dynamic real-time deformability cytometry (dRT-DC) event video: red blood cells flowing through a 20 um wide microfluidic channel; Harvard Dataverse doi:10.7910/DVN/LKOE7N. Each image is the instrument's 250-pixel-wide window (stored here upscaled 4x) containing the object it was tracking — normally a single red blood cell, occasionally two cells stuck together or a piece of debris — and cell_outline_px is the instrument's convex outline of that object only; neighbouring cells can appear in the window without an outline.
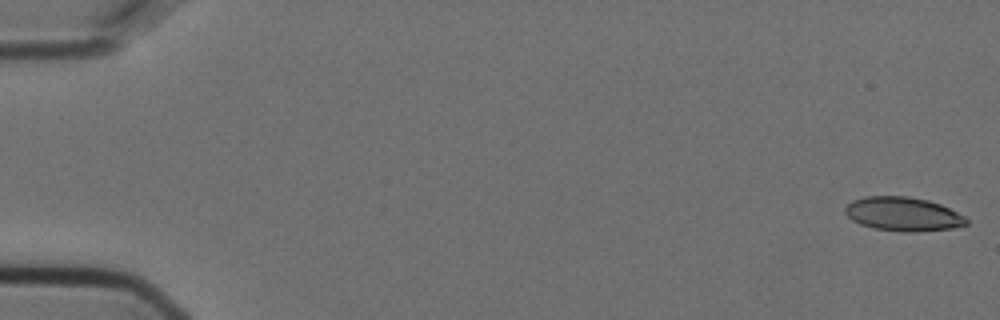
{"species": "Egyptian fruit bat (a non-hibernating species)", "species_latin": "Rousettus aegyptiacus", "temperature_condition": "cold", "stored_images_in_passage": 5, "camera_frame_rate_fps": 3000, "um_per_image_px": 0.085, "animal": {"sex": "female"}, "frame": {"image": 1, "passage_image": 1, "time_ms": 0.0, "image_size_px": [1000, 320], "cell_outline_px": [[968, 224], [952, 228], [916, 232], [904, 232], [872, 228], [860, 224], [852, 220], [844, 212], [844, 208], [852, 200], [864, 196], [908, 196], [928, 200], [940, 204], [964, 216], [968, 220]], "centroid_in_image_um": [76.73, 18.19], "position_along_channel_um": 8.3, "area_um2": 24.04}}
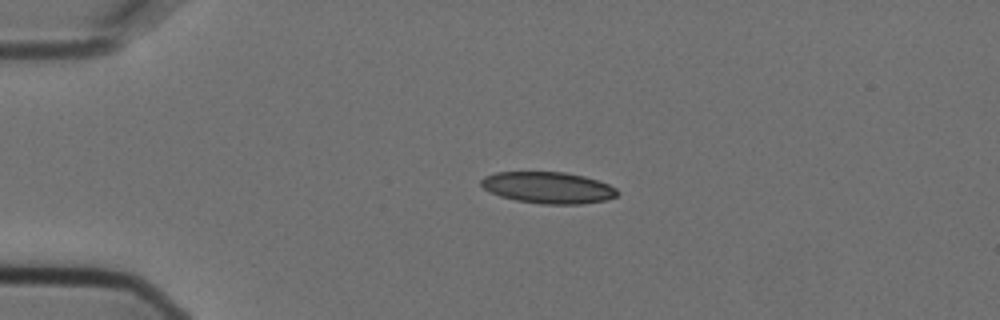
{"frame": {"image": 2, "passage_image": 4, "time_ms": 1.0, "image_size_px": [1000, 320], "cell_outline_px": [[620, 192], [616, 196], [608, 200], [580, 204], [540, 204], [516, 200], [500, 196], [484, 188], [480, 184], [480, 180], [484, 176], [496, 172], [564, 172], [584, 176], [608, 184], [616, 188]], "centroid_in_image_um": [46.6, 15.95], "position_along_channel_um": 38.4, "area_um2": 25.03}}